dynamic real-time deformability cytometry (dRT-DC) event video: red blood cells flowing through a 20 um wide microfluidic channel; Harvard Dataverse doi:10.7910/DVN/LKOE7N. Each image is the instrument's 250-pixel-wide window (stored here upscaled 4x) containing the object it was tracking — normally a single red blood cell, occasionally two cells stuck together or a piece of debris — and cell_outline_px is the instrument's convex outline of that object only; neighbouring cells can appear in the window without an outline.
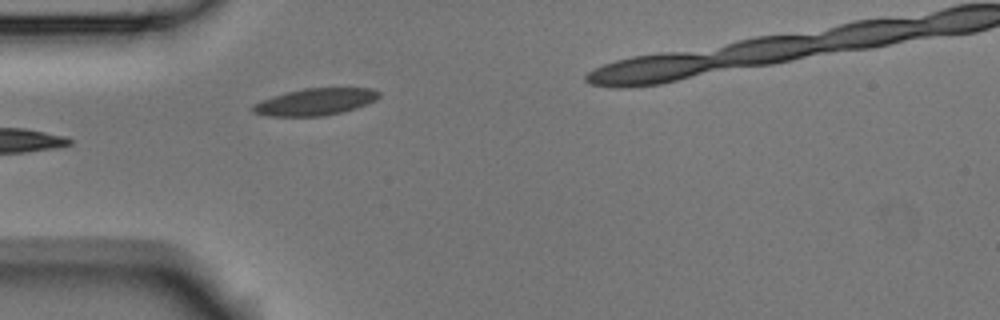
{"species": "Egyptian fruit bat (a non-hibernating species)", "species_latin": "Rousettus aegyptiacus", "temperature_condition": "room temperature", "stored_images_in_passage": 2, "camera_frame_rate_fps": 3000, "um_per_image_px": 0.085, "animal": {"sex": "male"}, "frame": {"image": 1, "passage_image": 1, "time_ms": 0.0, "image_size_px": [1000, 320], "cell_outline_px": [[380, 96], [376, 100], [356, 108], [340, 112], [320, 116], [268, 116], [252, 112], [252, 108], [256, 104], [272, 96], [284, 92], [304, 88], [372, 88], [380, 92]], "centroid_in_image_um": [26.82, 8.64], "position_along_channel_um": 58.2, "area_um2": 19.59}}